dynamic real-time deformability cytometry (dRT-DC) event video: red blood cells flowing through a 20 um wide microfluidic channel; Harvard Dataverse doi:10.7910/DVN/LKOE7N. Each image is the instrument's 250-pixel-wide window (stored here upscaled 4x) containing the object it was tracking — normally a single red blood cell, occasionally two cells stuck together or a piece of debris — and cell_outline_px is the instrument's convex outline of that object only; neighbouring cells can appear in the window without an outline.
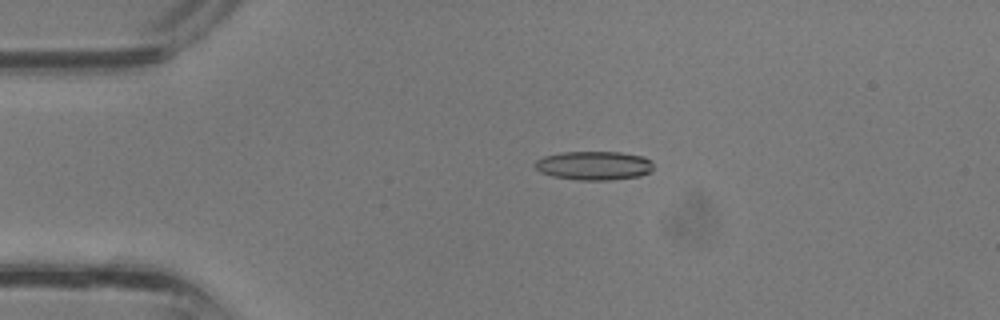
{"species": "common noctule bat (a hibernating species)", "species_latin": "Nyctalus noctula", "temperature_condition": "room temperature", "stored_images_in_passage": 36, "camera_frame_rate_fps": 3000, "um_per_image_px": 0.085, "animal": {"sex": "male", "body_mass_g": 13.3}, "frame": {"image": 1, "passage_image": 8, "time_ms": 2.333, "image_size_px": [1000, 320], "cell_outline_px": [[652, 168], [648, 172], [640, 176], [612, 180], [576, 180], [552, 176], [540, 172], [536, 168], [536, 160], [544, 156], [560, 152], [620, 152], [644, 156], [652, 160]], "centroid_in_image_um": [50.49, 14.07], "position_along_channel_um": 34.5, "area_um2": 20.0}}
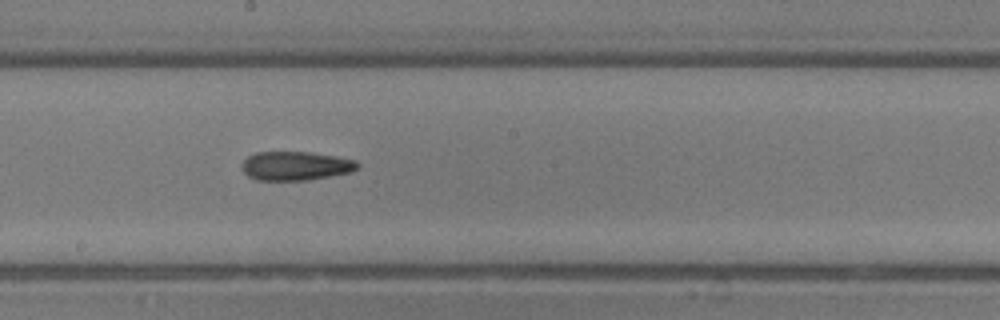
{"frame": {"image": 2, "passage_image": 20, "time_ms": 6.333, "image_size_px": [1000, 320], "cell_outline_px": [[360, 164], [352, 172], [308, 180], [256, 180], [248, 176], [240, 168], [244, 160], [248, 156], [256, 152], [308, 152], [336, 156], [356, 160]], "centroid_in_image_um": [25.12, 14.1], "position_along_channel_um": 223.1, "area_um2": 19.54}}
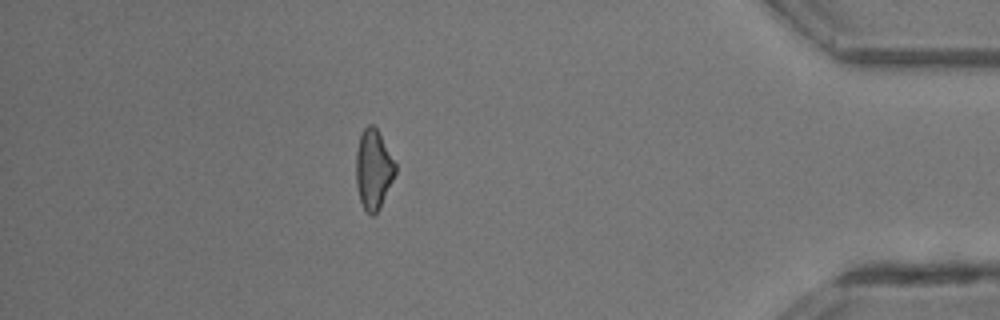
{"frame": {"image": 3, "passage_image": 32, "time_ms": 10.333, "image_size_px": [1000, 320], "cell_outline_px": [[396, 172], [380, 208], [372, 216], [364, 208], [360, 200], [356, 184], [356, 152], [360, 136], [364, 128], [368, 124], [372, 124], [376, 128], [396, 164]], "centroid_in_image_um": [31.73, 14.4], "position_along_channel_um": 403.5, "area_um2": 17.98}}